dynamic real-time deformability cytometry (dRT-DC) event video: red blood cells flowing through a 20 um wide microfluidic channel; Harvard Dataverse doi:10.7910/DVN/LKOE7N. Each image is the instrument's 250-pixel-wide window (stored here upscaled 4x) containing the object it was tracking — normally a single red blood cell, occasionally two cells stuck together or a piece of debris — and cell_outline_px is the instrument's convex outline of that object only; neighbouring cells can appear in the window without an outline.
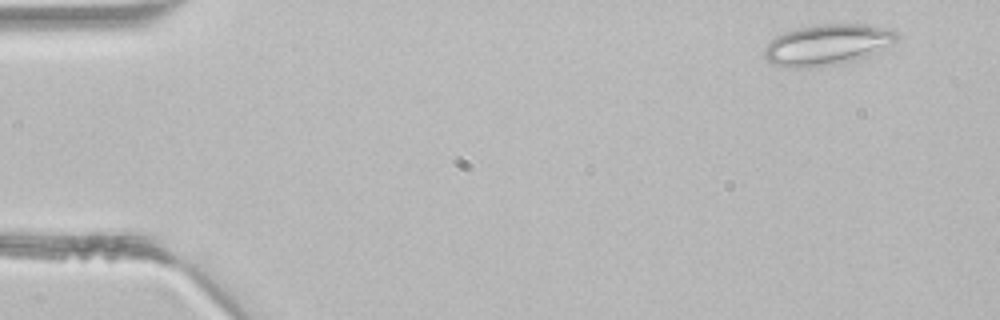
{"species": "common noctule bat (a hibernating species)", "species_latin": "Nyctalus noctula", "temperature_condition": "room temperature", "stored_images_in_passage": 3, "camera_frame_rate_fps": 3000, "um_per_image_px": 0.085, "animal": {"sex": "male", "body_mass_g": 21.5, "forearm_length_mm": 52.0}, "frame": {"image": 1, "passage_image": 1, "time_ms": 0.0, "image_size_px": [1000, 320], "cell_outline_px": [[900, 36], [892, 44], [876, 52], [852, 60], [832, 64], [808, 68], [784, 68], [772, 64], [764, 56], [764, 48], [776, 36], [784, 32], [796, 28], [820, 24], [864, 24], [896, 32]], "centroid_in_image_um": [70.25, 3.8], "position_along_channel_um": 14.7, "area_um2": 31.15}}